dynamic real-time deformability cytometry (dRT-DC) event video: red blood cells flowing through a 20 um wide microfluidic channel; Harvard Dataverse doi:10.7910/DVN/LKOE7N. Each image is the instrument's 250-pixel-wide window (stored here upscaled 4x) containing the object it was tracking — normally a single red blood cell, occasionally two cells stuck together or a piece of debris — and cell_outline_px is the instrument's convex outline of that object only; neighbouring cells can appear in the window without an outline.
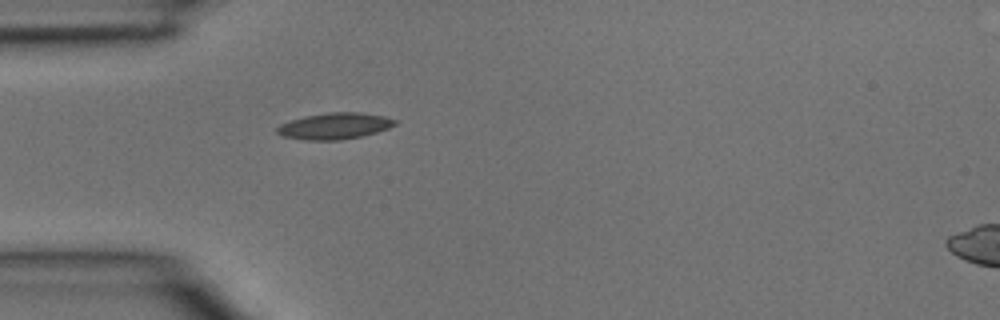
{"species": "common noctule bat (a hibernating species)", "species_latin": "Nyctalus noctula", "temperature_condition": "room temperature", "stored_images_in_passage": 2, "segment_of_instrument_passage": [1, 2], "camera_frame_rate_fps": 3000, "um_per_image_px": 0.085, "animal": {"sex": "male", "body_mass_g": 15.6}, "frame": {"image": 1, "passage_image": 1, "time_ms": 0.0, "image_size_px": [1000, 320], "cell_outline_px": [[400, 120], [396, 124], [388, 128], [376, 132], [360, 136], [340, 140], [308, 140], [284, 136], [276, 132], [276, 128], [280, 124], [304, 116], [328, 112], [360, 112], [384, 116]], "centroid_in_image_um": [28.47, 10.7], "position_along_channel_um": 56.5, "area_um2": 18.03}}